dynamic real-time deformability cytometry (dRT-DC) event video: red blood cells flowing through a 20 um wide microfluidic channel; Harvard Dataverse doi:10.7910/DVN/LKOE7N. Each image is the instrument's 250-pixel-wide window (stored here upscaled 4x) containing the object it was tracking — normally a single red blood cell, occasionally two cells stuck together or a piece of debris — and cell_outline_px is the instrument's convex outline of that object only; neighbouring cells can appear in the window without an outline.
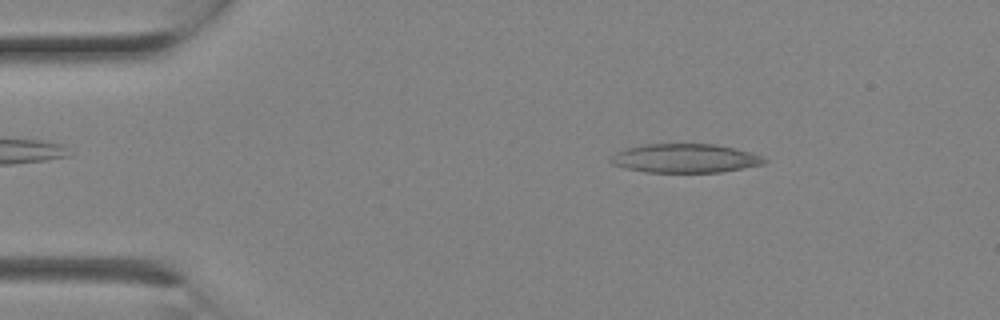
{"species": "Egyptian fruit bat (a non-hibernating species)", "species_latin": "Rousettus aegyptiacus", "temperature_condition": "room temperature", "stored_images_in_passage": 1, "camera_frame_rate_fps": 3000, "um_per_image_px": 0.085, "animal": {"sex": "female"}, "frame": {"image": 1, "passage_image": 1, "time_ms": 0.0, "image_size_px": [1000, 320], "cell_outline_px": [[768, 160], [764, 164], [744, 168], [720, 172], [648, 172], [624, 168], [612, 164], [608, 160], [616, 152], [624, 148], [644, 144], [716, 144], [764, 156]], "centroid_in_image_um": [58.21, 13.45], "position_along_channel_um": 26.8, "area_um2": 25.89}}